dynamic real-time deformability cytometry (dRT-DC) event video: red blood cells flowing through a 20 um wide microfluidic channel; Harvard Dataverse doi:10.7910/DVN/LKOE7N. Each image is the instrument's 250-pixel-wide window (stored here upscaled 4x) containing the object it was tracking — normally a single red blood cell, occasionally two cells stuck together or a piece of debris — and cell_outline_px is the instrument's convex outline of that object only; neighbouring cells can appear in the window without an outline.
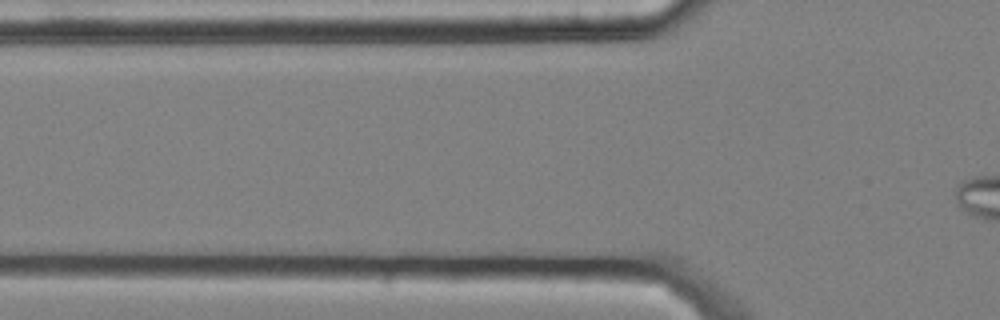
{"species": "common noctule bat (a hibernating species)", "species_latin": "Nyctalus noctula", "temperature_condition": "cold", "stored_images_in_passage": 3, "camera_frame_rate_fps": 3000, "um_per_image_px": 0.085, "animal": {"sex": "male", "body_mass_g": 20.4}, "frame": {"image": 1, "passage_image": 2, "time_ms": 0.333, "image_size_px": [1000, 320], "cell_outline_px": [[612, 224], [580, 232], [456, 232], [424, 224], [416, 220], [416, 216], [424, 212], [592, 212], [612, 216]], "centroid_in_image_um": [43.8, 18.83], "position_along_channel_um": 82.0, "area_um2": 25.49}}